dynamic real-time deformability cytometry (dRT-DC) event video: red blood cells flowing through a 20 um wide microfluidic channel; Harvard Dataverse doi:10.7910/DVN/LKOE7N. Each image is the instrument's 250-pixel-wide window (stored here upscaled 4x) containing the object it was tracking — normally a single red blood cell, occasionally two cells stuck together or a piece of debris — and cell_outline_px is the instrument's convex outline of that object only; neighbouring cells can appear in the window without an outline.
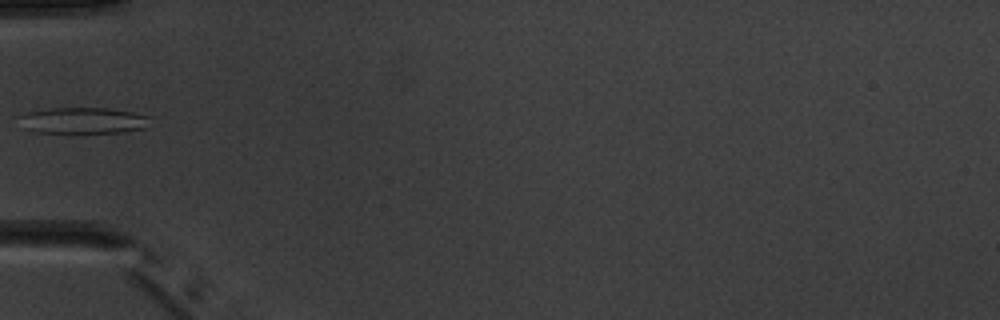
{"species": "common noctule bat (a hibernating species)", "species_latin": "Nyctalus noctula", "temperature_condition": "warm", "stored_images_in_passage": 5, "camera_frame_rate_fps": 3000, "um_per_image_px": 0.085, "animal": {"sex": "male", "body_mass_g": 20.1, "forearm_length_mm": 53.5}, "frame": {"image": 1, "passage_image": 4, "time_ms": 4.667, "image_size_px": [1000, 320], "cell_outline_px": [[152, 116], [144, 128], [124, 132], [32, 132], [24, 128], [16, 116], [24, 112], [44, 108], [108, 108], [132, 112]], "centroid_in_image_um": [6.99, 10.22], "position_along_channel_um": 78.0, "area_um2": 20.17}}
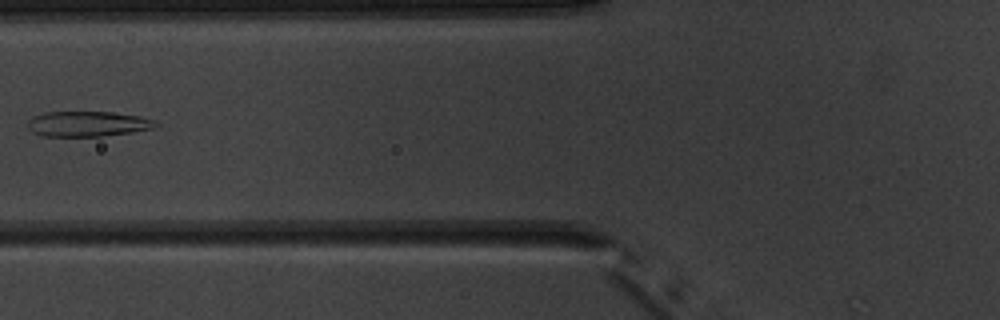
{"frame": {"image": 2, "passage_image": 5, "time_ms": 5.667, "image_size_px": [1000, 320], "cell_outline_px": [[160, 124], [152, 128], [132, 132], [104, 136], [44, 136], [32, 132], [28, 128], [28, 120], [32, 116], [44, 112], [112, 112], [140, 116], [156, 120]], "centroid_in_image_um": [7.46, 10.52], "position_along_channel_um": 118.3, "area_um2": 18.96}}